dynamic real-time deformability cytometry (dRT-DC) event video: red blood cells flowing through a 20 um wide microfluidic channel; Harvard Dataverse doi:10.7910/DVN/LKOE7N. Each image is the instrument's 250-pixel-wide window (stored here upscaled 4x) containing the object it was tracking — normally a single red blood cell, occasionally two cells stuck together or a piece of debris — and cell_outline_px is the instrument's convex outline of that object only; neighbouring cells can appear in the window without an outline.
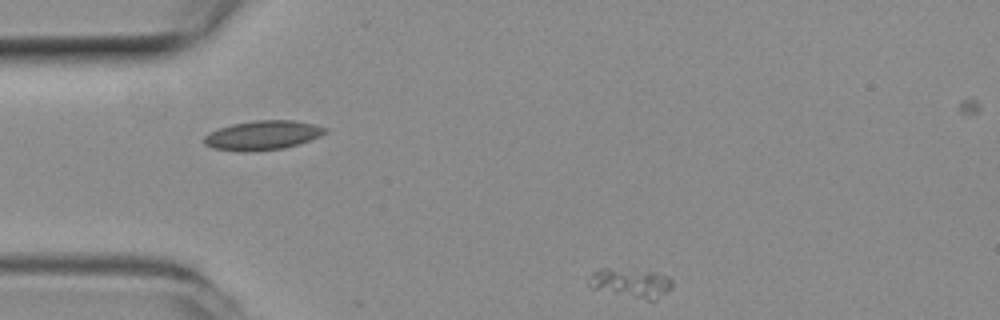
{"species": "common noctule bat (a hibernating species)", "species_latin": "Nyctalus noctula", "temperature_condition": "room temperature", "stored_images_in_passage": 2, "segment_of_instrument_passage": [2, 2], "camera_frame_rate_fps": 3000, "um_per_image_px": 0.085, "animal": {"sex": "female", "body_mass_g": 19.3, "forearm_length_mm": 54.1}, "frame": {"image": 1, "passage_image": 2, "time_ms": 0.333, "image_size_px": [1000, 320], "cell_outline_px": [[672, 288], [656, 300], [648, 300], [588, 288], [588, 280], [592, 272], [600, 268], [608, 268], [652, 272], [668, 276], [672, 280]], "centroid_in_image_um": [53.6, 24.06], "position_along_channel_um": 31.4, "area_um2": 14.16}}